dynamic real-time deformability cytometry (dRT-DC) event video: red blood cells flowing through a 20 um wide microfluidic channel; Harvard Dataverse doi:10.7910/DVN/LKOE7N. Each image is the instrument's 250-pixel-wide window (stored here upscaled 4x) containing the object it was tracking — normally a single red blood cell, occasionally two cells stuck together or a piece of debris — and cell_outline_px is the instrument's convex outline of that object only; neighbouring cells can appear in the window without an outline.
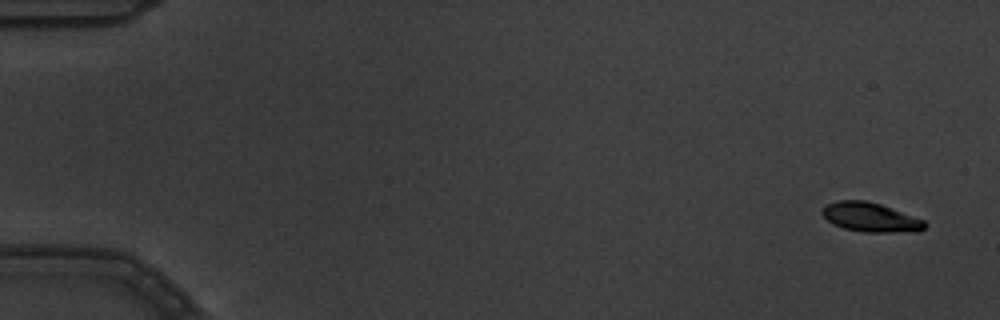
{"species": "common noctule bat (a hibernating species)", "species_latin": "Nyctalus noctula", "temperature_condition": "warm", "stored_images_in_passage": 11, "camera_frame_rate_fps": 3000, "um_per_image_px": 0.085, "animal": {"sex": "male", "body_mass_g": 19.5, "forearm_length_mm": 54.6}, "frame": {"image": 1, "passage_image": 1, "time_ms": 0.0, "image_size_px": [1000, 320], "cell_outline_px": [[928, 224], [920, 232], [864, 232], [844, 228], [828, 220], [820, 212], [828, 204], [836, 200], [864, 200], [880, 204], [924, 220]], "centroid_in_image_um": [74.03, 18.47], "position_along_channel_um": 11.0, "area_um2": 17.34}}
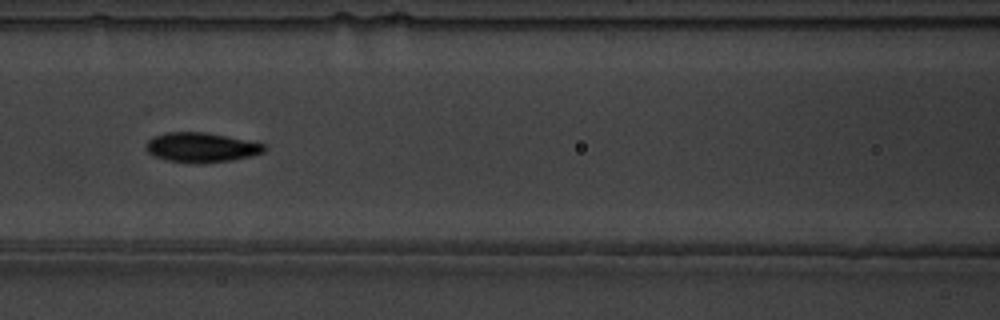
{"frame": {"image": 2, "passage_image": 8, "time_ms": 2.333, "image_size_px": [1000, 320], "cell_outline_px": [[268, 148], [264, 152], [232, 160], [168, 160], [156, 156], [148, 152], [144, 148], [144, 144], [152, 136], [168, 132], [204, 132], [228, 136], [264, 144]], "centroid_in_image_um": [17.09, 12.47], "position_along_channel_um": 149.5, "area_um2": 19.54}}
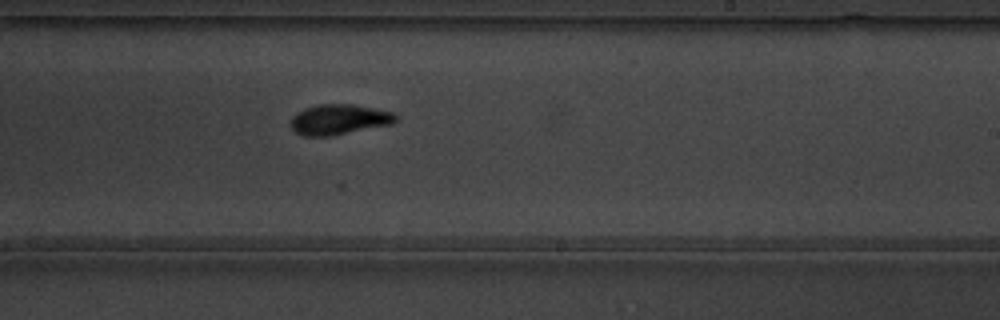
{"frame": {"image": 3, "passage_image": 11, "time_ms": 3.333, "image_size_px": [1000, 320], "cell_outline_px": [[396, 120], [392, 124], [332, 136], [304, 136], [296, 132], [288, 124], [288, 120], [296, 112], [304, 108], [316, 104], [352, 104], [392, 112], [396, 116]], "centroid_in_image_um": [28.74, 10.16], "position_along_channel_um": 260.3, "area_um2": 18.73}}